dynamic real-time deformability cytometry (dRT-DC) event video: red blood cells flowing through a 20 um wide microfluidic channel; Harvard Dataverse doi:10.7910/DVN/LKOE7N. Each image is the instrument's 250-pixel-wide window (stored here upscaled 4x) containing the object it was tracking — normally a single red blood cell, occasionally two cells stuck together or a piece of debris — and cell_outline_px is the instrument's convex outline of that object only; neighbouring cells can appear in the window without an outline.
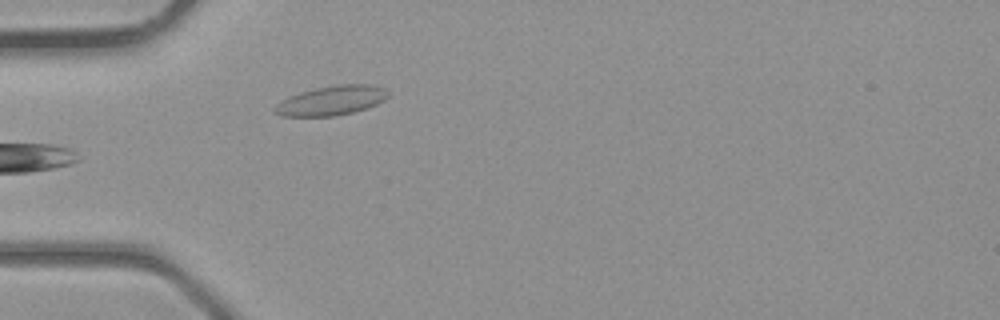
{"species": "common noctule bat (a hibernating species)", "species_latin": "Nyctalus noctula", "temperature_condition": "room temperature", "stored_images_in_passage": 26, "camera_frame_rate_fps": 3000, "um_per_image_px": 0.085, "animal": {"sex": "male", "body_mass_g": 23.1, "forearm_length_mm": 52.7}, "frame": {"image": 1, "passage_image": 1, "time_ms": 0.0, "image_size_px": [1000, 320], "cell_outline_px": [[388, 96], [384, 100], [368, 108], [336, 116], [280, 116], [276, 112], [276, 104], [280, 100], [288, 96], [300, 92], [316, 88], [340, 84], [372, 84], [384, 88], [388, 92]], "centroid_in_image_um": [28.19, 8.54], "position_along_channel_um": 56.8, "area_um2": 19.42}}
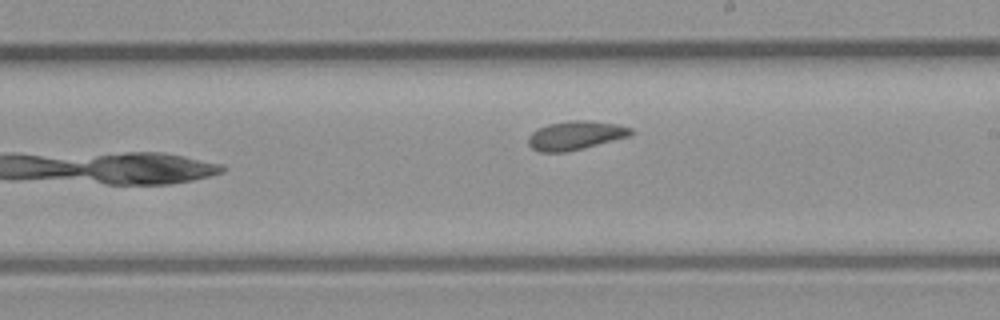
{"frame": {"image": 2, "passage_image": 12, "time_ms": 3.667, "image_size_px": [1000, 320], "cell_outline_px": [[632, 132], [628, 136], [568, 152], [540, 152], [532, 148], [528, 144], [528, 136], [536, 128], [548, 124], [568, 120], [592, 120], [616, 124], [632, 128]], "centroid_in_image_um": [48.86, 11.5], "position_along_channel_um": 240.1, "area_um2": 17.22}}
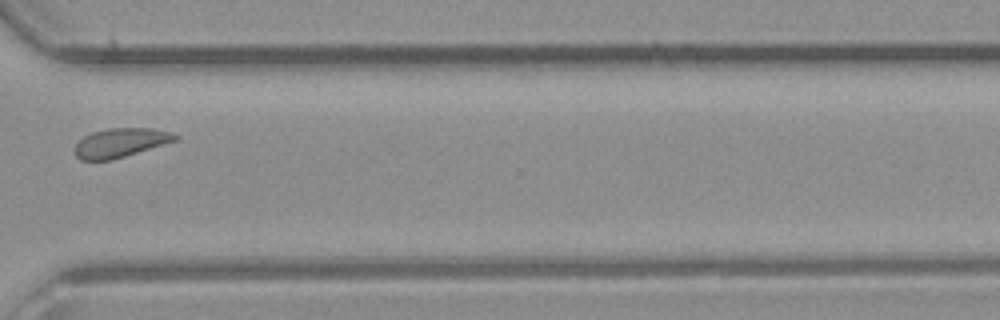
{"frame": {"image": 3, "passage_image": 19, "time_ms": 6.0, "image_size_px": [1000, 320], "cell_outline_px": [[180, 140], [112, 160], [80, 160], [76, 156], [76, 144], [84, 136], [92, 132], [108, 128], [152, 128], [172, 132], [180, 136]], "centroid_in_image_um": [10.32, 12.12], "position_along_channel_um": 360.3, "area_um2": 17.17}}